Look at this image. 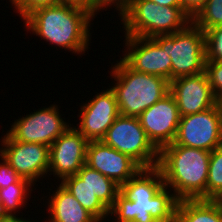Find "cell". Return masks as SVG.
I'll return each mask as SVG.
<instances>
[{
	"mask_svg": "<svg viewBox=\"0 0 222 222\" xmlns=\"http://www.w3.org/2000/svg\"><path fill=\"white\" fill-rule=\"evenodd\" d=\"M178 203L157 166L141 168L121 186L108 222H176Z\"/></svg>",
	"mask_w": 222,
	"mask_h": 222,
	"instance_id": "1",
	"label": "cell"
},
{
	"mask_svg": "<svg viewBox=\"0 0 222 222\" xmlns=\"http://www.w3.org/2000/svg\"><path fill=\"white\" fill-rule=\"evenodd\" d=\"M92 20L94 18L87 9L61 3L37 8L21 22L24 21L27 33L40 37L49 46L55 45L51 47L69 50L80 57L92 43Z\"/></svg>",
	"mask_w": 222,
	"mask_h": 222,
	"instance_id": "2",
	"label": "cell"
},
{
	"mask_svg": "<svg viewBox=\"0 0 222 222\" xmlns=\"http://www.w3.org/2000/svg\"><path fill=\"white\" fill-rule=\"evenodd\" d=\"M210 151L173 143L159 151L164 186L179 200L206 199Z\"/></svg>",
	"mask_w": 222,
	"mask_h": 222,
	"instance_id": "3",
	"label": "cell"
},
{
	"mask_svg": "<svg viewBox=\"0 0 222 222\" xmlns=\"http://www.w3.org/2000/svg\"><path fill=\"white\" fill-rule=\"evenodd\" d=\"M109 63L111 72L108 70L107 77L112 79L110 88L121 115L139 117L170 92V82L165 78L132 70L120 58Z\"/></svg>",
	"mask_w": 222,
	"mask_h": 222,
	"instance_id": "4",
	"label": "cell"
},
{
	"mask_svg": "<svg viewBox=\"0 0 222 222\" xmlns=\"http://www.w3.org/2000/svg\"><path fill=\"white\" fill-rule=\"evenodd\" d=\"M192 18L182 7L158 5L150 0H131L120 20L124 36L152 38L183 30Z\"/></svg>",
	"mask_w": 222,
	"mask_h": 222,
	"instance_id": "5",
	"label": "cell"
},
{
	"mask_svg": "<svg viewBox=\"0 0 222 222\" xmlns=\"http://www.w3.org/2000/svg\"><path fill=\"white\" fill-rule=\"evenodd\" d=\"M101 141L129 156L141 168L158 165L159 151L149 141L138 117L119 115Z\"/></svg>",
	"mask_w": 222,
	"mask_h": 222,
	"instance_id": "6",
	"label": "cell"
},
{
	"mask_svg": "<svg viewBox=\"0 0 222 222\" xmlns=\"http://www.w3.org/2000/svg\"><path fill=\"white\" fill-rule=\"evenodd\" d=\"M167 54L172 63L171 81L204 72L205 32L190 22L183 30L167 34Z\"/></svg>",
	"mask_w": 222,
	"mask_h": 222,
	"instance_id": "7",
	"label": "cell"
},
{
	"mask_svg": "<svg viewBox=\"0 0 222 222\" xmlns=\"http://www.w3.org/2000/svg\"><path fill=\"white\" fill-rule=\"evenodd\" d=\"M26 113L12 121L6 133L15 141L39 143L47 146L51 144L73 123L66 121L60 114L58 104H50ZM22 117V118H21Z\"/></svg>",
	"mask_w": 222,
	"mask_h": 222,
	"instance_id": "8",
	"label": "cell"
},
{
	"mask_svg": "<svg viewBox=\"0 0 222 222\" xmlns=\"http://www.w3.org/2000/svg\"><path fill=\"white\" fill-rule=\"evenodd\" d=\"M120 59L132 70L171 81V58L167 54V35L152 38L124 36Z\"/></svg>",
	"mask_w": 222,
	"mask_h": 222,
	"instance_id": "9",
	"label": "cell"
},
{
	"mask_svg": "<svg viewBox=\"0 0 222 222\" xmlns=\"http://www.w3.org/2000/svg\"><path fill=\"white\" fill-rule=\"evenodd\" d=\"M0 137V156L21 177L36 184L48 177L50 147L13 140L6 132ZM46 177V178H45Z\"/></svg>",
	"mask_w": 222,
	"mask_h": 222,
	"instance_id": "10",
	"label": "cell"
},
{
	"mask_svg": "<svg viewBox=\"0 0 222 222\" xmlns=\"http://www.w3.org/2000/svg\"><path fill=\"white\" fill-rule=\"evenodd\" d=\"M173 144L210 152L222 146V123L217 105L181 116Z\"/></svg>",
	"mask_w": 222,
	"mask_h": 222,
	"instance_id": "11",
	"label": "cell"
},
{
	"mask_svg": "<svg viewBox=\"0 0 222 222\" xmlns=\"http://www.w3.org/2000/svg\"><path fill=\"white\" fill-rule=\"evenodd\" d=\"M107 88V89H106ZM104 90L94 92L92 99L80 105L79 123L73 125L88 141H100L108 128L120 115L114 91L107 86Z\"/></svg>",
	"mask_w": 222,
	"mask_h": 222,
	"instance_id": "12",
	"label": "cell"
},
{
	"mask_svg": "<svg viewBox=\"0 0 222 222\" xmlns=\"http://www.w3.org/2000/svg\"><path fill=\"white\" fill-rule=\"evenodd\" d=\"M88 140L72 125L50 146L48 179L50 175L61 182L75 175L86 164Z\"/></svg>",
	"mask_w": 222,
	"mask_h": 222,
	"instance_id": "13",
	"label": "cell"
},
{
	"mask_svg": "<svg viewBox=\"0 0 222 222\" xmlns=\"http://www.w3.org/2000/svg\"><path fill=\"white\" fill-rule=\"evenodd\" d=\"M180 117L176 101L169 92L143 111L138 120L149 141L160 151L174 142Z\"/></svg>",
	"mask_w": 222,
	"mask_h": 222,
	"instance_id": "14",
	"label": "cell"
},
{
	"mask_svg": "<svg viewBox=\"0 0 222 222\" xmlns=\"http://www.w3.org/2000/svg\"><path fill=\"white\" fill-rule=\"evenodd\" d=\"M180 116L196 114L216 105V97L204 72L183 76L170 81Z\"/></svg>",
	"mask_w": 222,
	"mask_h": 222,
	"instance_id": "15",
	"label": "cell"
},
{
	"mask_svg": "<svg viewBox=\"0 0 222 222\" xmlns=\"http://www.w3.org/2000/svg\"><path fill=\"white\" fill-rule=\"evenodd\" d=\"M86 165L122 186L131 179L141 167L129 156L100 141H88Z\"/></svg>",
	"mask_w": 222,
	"mask_h": 222,
	"instance_id": "16",
	"label": "cell"
},
{
	"mask_svg": "<svg viewBox=\"0 0 222 222\" xmlns=\"http://www.w3.org/2000/svg\"><path fill=\"white\" fill-rule=\"evenodd\" d=\"M52 191L48 190L47 201L43 200L46 206L48 217H44L45 222H99L90 212H88L79 201L60 182ZM51 194V195H50ZM48 196V197H47Z\"/></svg>",
	"mask_w": 222,
	"mask_h": 222,
	"instance_id": "17",
	"label": "cell"
},
{
	"mask_svg": "<svg viewBox=\"0 0 222 222\" xmlns=\"http://www.w3.org/2000/svg\"><path fill=\"white\" fill-rule=\"evenodd\" d=\"M176 222H222V203L212 199L179 200Z\"/></svg>",
	"mask_w": 222,
	"mask_h": 222,
	"instance_id": "18",
	"label": "cell"
},
{
	"mask_svg": "<svg viewBox=\"0 0 222 222\" xmlns=\"http://www.w3.org/2000/svg\"><path fill=\"white\" fill-rule=\"evenodd\" d=\"M79 203L99 222L109 221L110 211L99 201L91 188L77 175H71L60 182Z\"/></svg>",
	"mask_w": 222,
	"mask_h": 222,
	"instance_id": "19",
	"label": "cell"
},
{
	"mask_svg": "<svg viewBox=\"0 0 222 222\" xmlns=\"http://www.w3.org/2000/svg\"><path fill=\"white\" fill-rule=\"evenodd\" d=\"M33 186L35 188L36 185L27 179L20 178L16 183H12L6 188H1V217L26 216L21 212L23 210L20 209L25 207L26 210L27 202L31 198L32 191L35 192Z\"/></svg>",
	"mask_w": 222,
	"mask_h": 222,
	"instance_id": "20",
	"label": "cell"
},
{
	"mask_svg": "<svg viewBox=\"0 0 222 222\" xmlns=\"http://www.w3.org/2000/svg\"><path fill=\"white\" fill-rule=\"evenodd\" d=\"M76 174L91 188L99 201L110 211L114 206L117 195L120 193L121 186L86 164Z\"/></svg>",
	"mask_w": 222,
	"mask_h": 222,
	"instance_id": "21",
	"label": "cell"
},
{
	"mask_svg": "<svg viewBox=\"0 0 222 222\" xmlns=\"http://www.w3.org/2000/svg\"><path fill=\"white\" fill-rule=\"evenodd\" d=\"M222 198V146L210 153L209 170L206 184V199Z\"/></svg>",
	"mask_w": 222,
	"mask_h": 222,
	"instance_id": "22",
	"label": "cell"
},
{
	"mask_svg": "<svg viewBox=\"0 0 222 222\" xmlns=\"http://www.w3.org/2000/svg\"><path fill=\"white\" fill-rule=\"evenodd\" d=\"M192 22L203 32L222 26V0H208L192 18Z\"/></svg>",
	"mask_w": 222,
	"mask_h": 222,
	"instance_id": "23",
	"label": "cell"
},
{
	"mask_svg": "<svg viewBox=\"0 0 222 222\" xmlns=\"http://www.w3.org/2000/svg\"><path fill=\"white\" fill-rule=\"evenodd\" d=\"M206 61H222V26L205 31Z\"/></svg>",
	"mask_w": 222,
	"mask_h": 222,
	"instance_id": "24",
	"label": "cell"
},
{
	"mask_svg": "<svg viewBox=\"0 0 222 222\" xmlns=\"http://www.w3.org/2000/svg\"><path fill=\"white\" fill-rule=\"evenodd\" d=\"M131 0H89V13L95 19L100 11H110L112 7L118 13L119 20H121L128 12ZM108 8V9H107Z\"/></svg>",
	"mask_w": 222,
	"mask_h": 222,
	"instance_id": "25",
	"label": "cell"
},
{
	"mask_svg": "<svg viewBox=\"0 0 222 222\" xmlns=\"http://www.w3.org/2000/svg\"><path fill=\"white\" fill-rule=\"evenodd\" d=\"M214 96H222V61H205L204 69Z\"/></svg>",
	"mask_w": 222,
	"mask_h": 222,
	"instance_id": "26",
	"label": "cell"
},
{
	"mask_svg": "<svg viewBox=\"0 0 222 222\" xmlns=\"http://www.w3.org/2000/svg\"><path fill=\"white\" fill-rule=\"evenodd\" d=\"M56 4H61V0H15L12 7L15 8L13 11L18 14L17 16L23 20L37 8Z\"/></svg>",
	"mask_w": 222,
	"mask_h": 222,
	"instance_id": "27",
	"label": "cell"
},
{
	"mask_svg": "<svg viewBox=\"0 0 222 222\" xmlns=\"http://www.w3.org/2000/svg\"><path fill=\"white\" fill-rule=\"evenodd\" d=\"M0 189L6 188L12 183H16L21 177L10 167V165L0 156Z\"/></svg>",
	"mask_w": 222,
	"mask_h": 222,
	"instance_id": "28",
	"label": "cell"
},
{
	"mask_svg": "<svg viewBox=\"0 0 222 222\" xmlns=\"http://www.w3.org/2000/svg\"><path fill=\"white\" fill-rule=\"evenodd\" d=\"M208 0H180L183 10L193 18Z\"/></svg>",
	"mask_w": 222,
	"mask_h": 222,
	"instance_id": "29",
	"label": "cell"
},
{
	"mask_svg": "<svg viewBox=\"0 0 222 222\" xmlns=\"http://www.w3.org/2000/svg\"><path fill=\"white\" fill-rule=\"evenodd\" d=\"M33 217L28 219L27 217H0V222H37L38 220H32ZM43 222L44 220L41 219ZM39 222V221H38ZM45 222V221H44Z\"/></svg>",
	"mask_w": 222,
	"mask_h": 222,
	"instance_id": "30",
	"label": "cell"
},
{
	"mask_svg": "<svg viewBox=\"0 0 222 222\" xmlns=\"http://www.w3.org/2000/svg\"><path fill=\"white\" fill-rule=\"evenodd\" d=\"M158 5L161 6H168V7H181L180 0H150Z\"/></svg>",
	"mask_w": 222,
	"mask_h": 222,
	"instance_id": "31",
	"label": "cell"
},
{
	"mask_svg": "<svg viewBox=\"0 0 222 222\" xmlns=\"http://www.w3.org/2000/svg\"><path fill=\"white\" fill-rule=\"evenodd\" d=\"M61 3L79 6L87 9L89 12V0H61Z\"/></svg>",
	"mask_w": 222,
	"mask_h": 222,
	"instance_id": "32",
	"label": "cell"
},
{
	"mask_svg": "<svg viewBox=\"0 0 222 222\" xmlns=\"http://www.w3.org/2000/svg\"><path fill=\"white\" fill-rule=\"evenodd\" d=\"M216 105L219 109L220 117H221V123H222V96L217 98Z\"/></svg>",
	"mask_w": 222,
	"mask_h": 222,
	"instance_id": "33",
	"label": "cell"
},
{
	"mask_svg": "<svg viewBox=\"0 0 222 222\" xmlns=\"http://www.w3.org/2000/svg\"><path fill=\"white\" fill-rule=\"evenodd\" d=\"M1 205H2V197H1V192H0V217H1Z\"/></svg>",
	"mask_w": 222,
	"mask_h": 222,
	"instance_id": "34",
	"label": "cell"
},
{
	"mask_svg": "<svg viewBox=\"0 0 222 222\" xmlns=\"http://www.w3.org/2000/svg\"><path fill=\"white\" fill-rule=\"evenodd\" d=\"M8 2L12 3L11 6L14 5L15 0H9Z\"/></svg>",
	"mask_w": 222,
	"mask_h": 222,
	"instance_id": "35",
	"label": "cell"
}]
</instances>
